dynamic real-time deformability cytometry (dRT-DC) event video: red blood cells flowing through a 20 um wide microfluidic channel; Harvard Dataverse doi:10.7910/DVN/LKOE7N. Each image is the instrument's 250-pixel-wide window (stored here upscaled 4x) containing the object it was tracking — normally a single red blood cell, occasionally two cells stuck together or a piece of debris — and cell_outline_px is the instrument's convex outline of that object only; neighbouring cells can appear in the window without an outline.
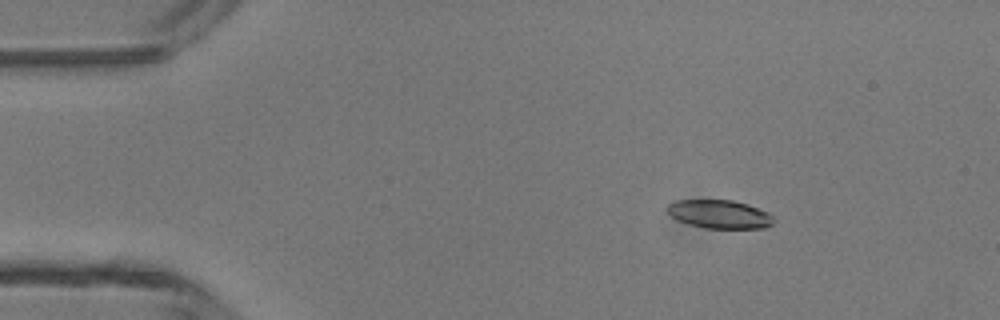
{"species": "common noctule bat (a hibernating species)", "species_latin": "Nyctalus noctula", "temperature_condition": "room temperature", "stored_images_in_passage": 46, "camera_frame_rate_fps": 3000, "um_per_image_px": 0.085, "animal": {"sex": "male", "body_mass_g": 13.3}, "frame": {"image": 1, "passage_image": 6, "time_ms": 1.667, "image_size_px": [1000, 320], "cell_outline_px": [[776, 220], [772, 224], [764, 228], [704, 228], [688, 224], [672, 216], [668, 212], [668, 204], [676, 200], [732, 200], [748, 204], [768, 212]], "centroid_in_image_um": [61.2, 18.2], "position_along_channel_um": 23.8, "area_um2": 17.57}}
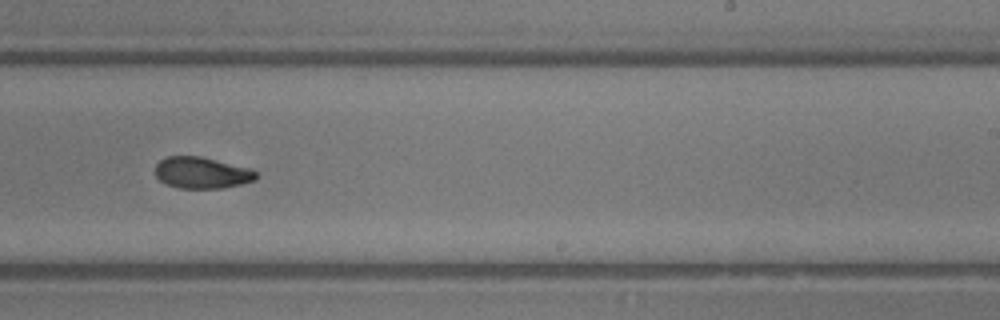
{"frame": {"image": 2, "passage_image": 28, "time_ms": 9.0, "image_size_px": [1000, 320], "cell_outline_px": [[256, 180], [224, 188], [180, 188], [168, 184], [160, 180], [156, 176], [156, 164], [160, 160], [168, 156], [200, 156], [248, 168], [256, 172]], "centroid_in_image_um": [17.14, 14.68], "position_along_channel_um": 271.9, "area_um2": 18.21}}
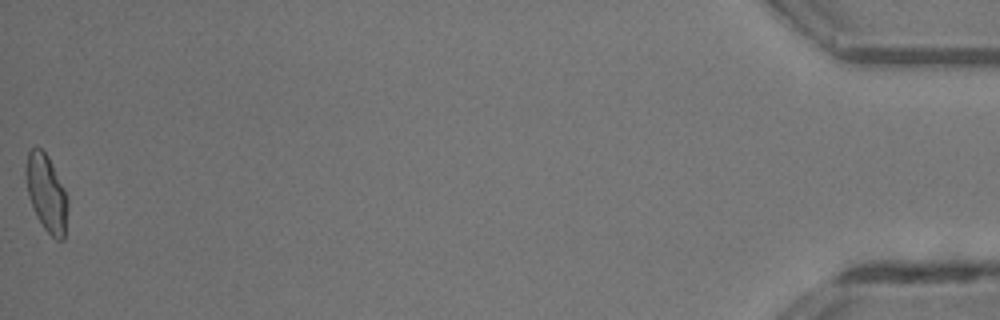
{"frame": {"image": 3, "passage_image": 46, "time_ms": 15.0, "image_size_px": [1000, 320], "cell_outline_px": [[68, 208], [64, 240], [56, 240], [44, 228], [36, 216], [28, 196], [24, 172], [24, 168], [28, 152], [32, 148], [40, 148], [48, 156], [68, 196]], "centroid_in_image_um": [3.94, 16.42], "position_along_channel_um": 431.3, "area_um2": 18.96}, "authors_computed_cell_mechanics": {"area_um2": 18.7272, "velocity_mm_per_s": 4.4016, "shape_relaxation_time_tau1_ms": 3.2606, "shape_relaxation_time_tau2_ms": 4.6219, "deformation_change_tau1": 0.1609, "deformation_change_tau2": 0.1102}}